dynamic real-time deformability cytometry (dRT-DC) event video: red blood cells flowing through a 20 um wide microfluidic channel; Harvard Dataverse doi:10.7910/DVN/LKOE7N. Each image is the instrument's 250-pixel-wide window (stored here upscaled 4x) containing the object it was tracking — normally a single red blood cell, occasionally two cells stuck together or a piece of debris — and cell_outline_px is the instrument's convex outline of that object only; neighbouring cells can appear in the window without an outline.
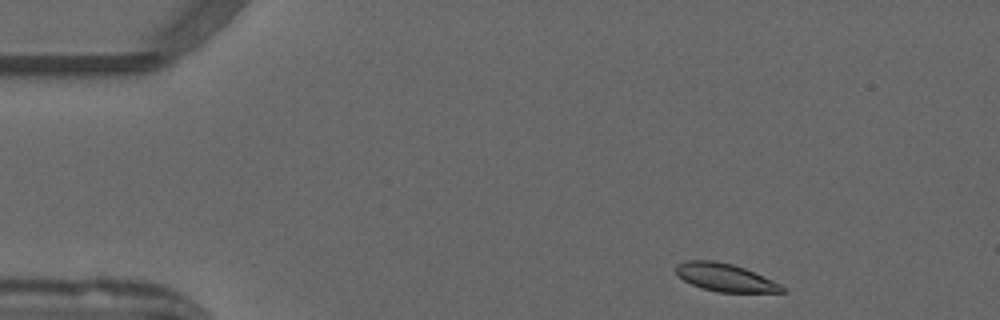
{"species": "common noctule bat (a hibernating species)", "species_latin": "Nyctalus noctula", "temperature_condition": "warm", "stored_images_in_passage": 46, "camera_frame_rate_fps": 3000, "um_per_image_px": 0.085, "animal": {"sex": "male", "forearm_length_mm": 52.5}, "frame": {"image": 1, "passage_image": 1, "time_ms": 0.0, "image_size_px": [1000, 320], "cell_outline_px": [[784, 292], [716, 292], [700, 288], [684, 280], [676, 272], [676, 264], [688, 260], [716, 260], [732, 264], [744, 268], [764, 276], [780, 284], [784, 288]], "centroid_in_image_um": [61.62, 23.58], "position_along_channel_um": 23.4, "area_um2": 17.17}}
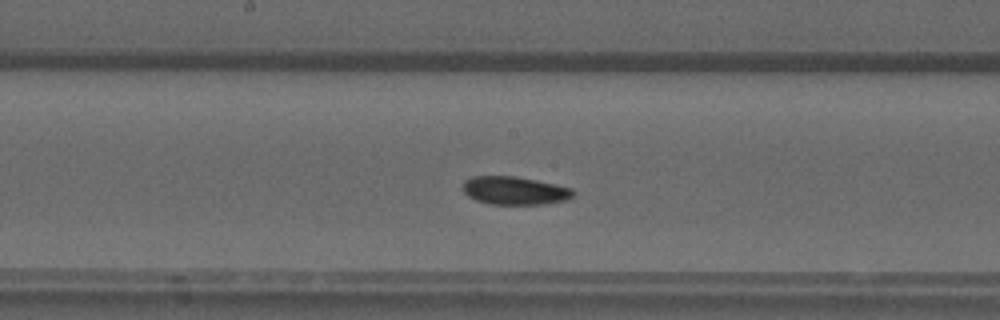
{"frame": {"image": 2, "passage_image": 21, "time_ms": 6.667, "image_size_px": [1000, 320], "cell_outline_px": [[576, 192], [568, 200], [544, 204], [488, 204], [476, 200], [468, 196], [464, 192], [464, 180], [472, 176], [516, 176], [556, 184], [572, 188]], "centroid_in_image_um": [43.77, 16.2], "position_along_channel_um": 204.4, "area_um2": 18.21}}
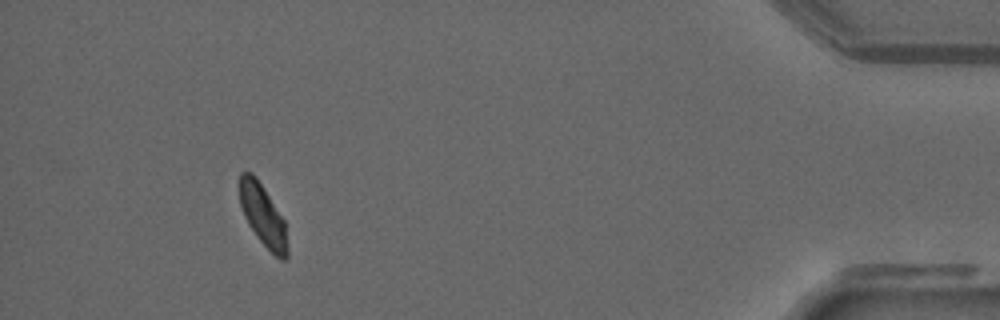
{"frame": {"image": 3, "passage_image": 42, "time_ms": 13.667, "image_size_px": [1000, 320], "cell_outline_px": [[288, 256], [284, 260], [280, 260], [256, 236], [248, 224], [244, 216], [240, 204], [240, 172], [252, 172], [256, 176], [284, 220], [288, 248]], "centroid_in_image_um": [22.35, 18.31], "position_along_channel_um": 412.9, "area_um2": 16.94}, "authors_computed_cell_mechanics": {"area_um2": 18.207, "velocity_mm_per_s": 3.9091, "shape_relaxation_time_tau1_ms": 8.5772, "shape_relaxation_time_tau2_ms": 2.7038, "deformation_change_tau1": 0.1787, "deformation_change_tau2": 0.0692}}